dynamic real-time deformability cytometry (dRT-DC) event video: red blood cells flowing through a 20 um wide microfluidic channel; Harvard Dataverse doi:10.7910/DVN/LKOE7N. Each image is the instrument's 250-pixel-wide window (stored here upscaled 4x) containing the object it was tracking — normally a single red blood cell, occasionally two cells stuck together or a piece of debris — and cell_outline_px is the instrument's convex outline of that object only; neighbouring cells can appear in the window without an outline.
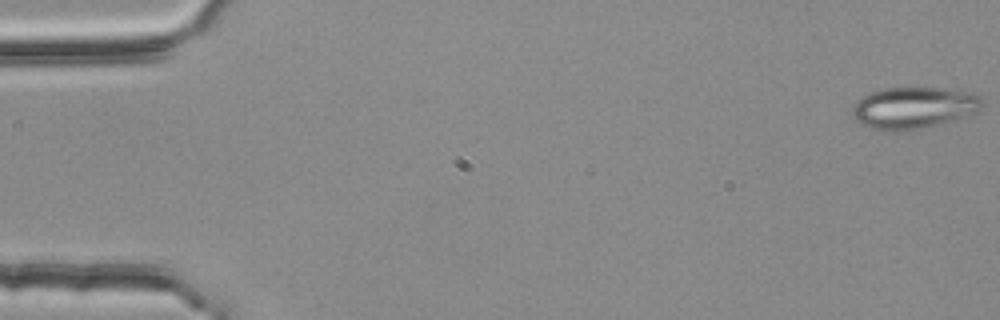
{"species": "common noctule bat (a hibernating species)", "species_latin": "Nyctalus noctula", "temperature_condition": "room temperature", "stored_images_in_passage": 5, "camera_frame_rate_fps": 3000, "um_per_image_px": 0.085, "animal": {"sex": "female", "body_mass_g": 25.1}, "frame": {"image": 1, "passage_image": 1, "time_ms": 0.0, "image_size_px": [1000, 320], "cell_outline_px": [[984, 104], [980, 112], [956, 120], [916, 128], [872, 128], [860, 124], [852, 116], [852, 108], [856, 100], [868, 92], [880, 88], [900, 84], [908, 84], [944, 88], [972, 92], [980, 96]], "centroid_in_image_um": [77.7, 9.05], "position_along_channel_um": 7.3, "area_um2": 32.31}}